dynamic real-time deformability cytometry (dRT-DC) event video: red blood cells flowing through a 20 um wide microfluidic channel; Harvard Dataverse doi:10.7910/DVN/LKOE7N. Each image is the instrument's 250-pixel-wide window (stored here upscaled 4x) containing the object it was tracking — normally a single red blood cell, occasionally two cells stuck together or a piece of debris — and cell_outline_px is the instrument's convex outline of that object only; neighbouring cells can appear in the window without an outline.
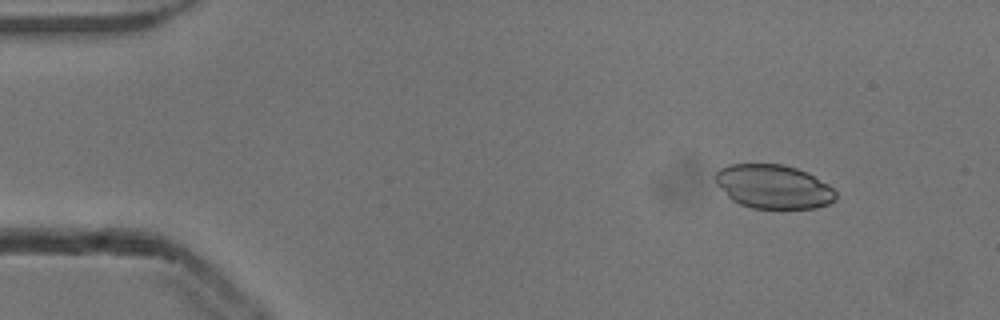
{"species": "common noctule bat (a hibernating species)", "species_latin": "Nyctalus noctula", "temperature_condition": "cold", "stored_images_in_passage": 53, "camera_frame_rate_fps": 3000, "um_per_image_px": 0.085, "animal": {"sex": "male", "body_mass_g": 13.3}, "frame": {"image": 1, "passage_image": 6, "time_ms": 1.667, "image_size_px": [1000, 320], "cell_outline_px": [[836, 200], [828, 204], [816, 208], [752, 208], [740, 204], [732, 200], [716, 184], [712, 176], [720, 168], [728, 164], [784, 164], [808, 172], [828, 184], [836, 192]], "centroid_in_image_um": [65.72, 15.85], "position_along_channel_um": 19.3, "area_um2": 31.04}}
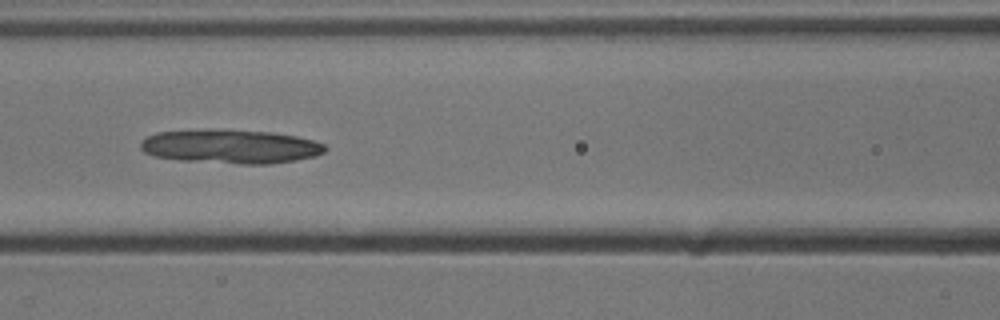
{"frame": {"image": 2, "passage_image": 23, "time_ms": 7.333, "image_size_px": [1000, 320], "cell_outline_px": [[328, 148], [324, 152], [316, 156], [296, 160], [272, 164], [240, 164], [180, 160], [152, 156], [144, 152], [140, 148], [140, 144], [148, 136], [156, 132], [268, 132], [296, 136], [312, 140], [324, 144]], "centroid_in_image_um": [19.65, 12.51], "position_along_channel_um": 146.9, "area_um2": 35.26}}
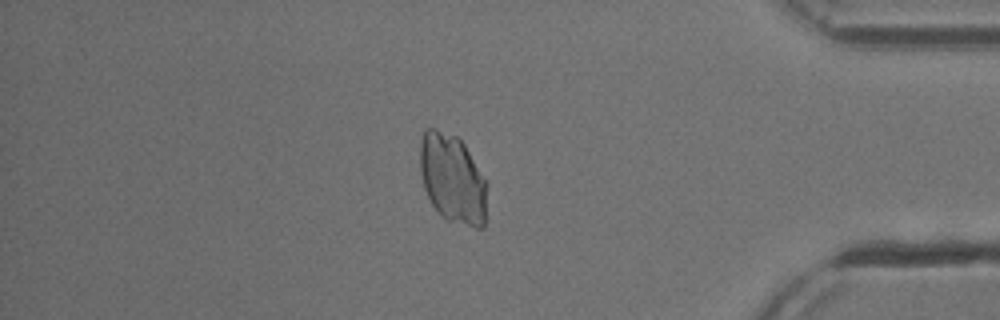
{"frame": {"image": 3, "passage_image": 45, "time_ms": 14.667, "image_size_px": [1000, 320], "cell_outline_px": [[488, 184], [484, 228], [476, 228], [448, 220], [432, 204], [424, 188], [420, 172], [420, 140], [424, 128], [436, 128], [456, 136], [464, 144]], "centroid_in_image_um": [38.47, 15.18], "position_along_channel_um": 396.7, "area_um2": 34.91}}